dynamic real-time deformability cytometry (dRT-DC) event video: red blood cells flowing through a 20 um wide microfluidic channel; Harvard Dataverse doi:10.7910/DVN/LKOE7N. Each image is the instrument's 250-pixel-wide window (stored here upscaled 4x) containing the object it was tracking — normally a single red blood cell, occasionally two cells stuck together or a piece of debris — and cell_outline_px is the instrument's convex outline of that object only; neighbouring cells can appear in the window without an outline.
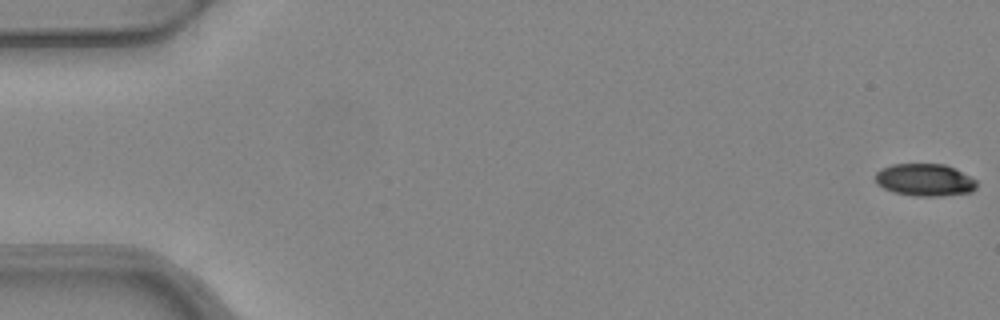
{"species": "common noctule bat (a hibernating species)", "species_latin": "Nyctalus noctula", "temperature_condition": "warm", "stored_images_in_passage": 5, "camera_frame_rate_fps": 3000, "um_per_image_px": 0.085, "animal": {"sex": "female", "body_mass_g": 24.6, "forearm_length_mm": 56.2}, "frame": {"image": 1, "passage_image": 1, "time_ms": 0.0, "image_size_px": [1000, 320], "cell_outline_px": [[976, 188], [972, 192], [940, 196], [912, 196], [892, 192], [876, 184], [876, 172], [880, 168], [892, 164], [944, 164], [956, 168], [976, 180]], "centroid_in_image_um": [78.59, 15.29], "position_along_channel_um": 6.4, "area_um2": 19.31}}
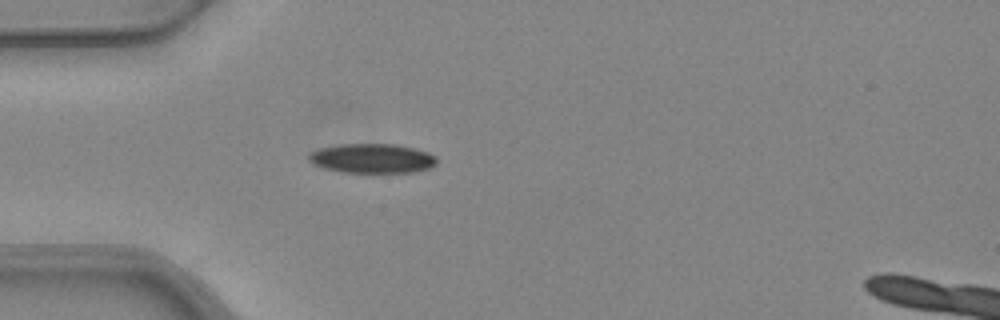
{"frame": {"image": 2, "passage_image": 5, "time_ms": 1.333, "image_size_px": [1000, 320], "cell_outline_px": [[436, 164], [428, 168], [412, 172], [344, 172], [324, 168], [308, 160], [308, 152], [320, 148], [340, 144], [396, 144], [416, 148], [428, 152], [436, 156]], "centroid_in_image_um": [31.64, 13.45], "position_along_channel_um": 53.4, "area_um2": 21.91}}